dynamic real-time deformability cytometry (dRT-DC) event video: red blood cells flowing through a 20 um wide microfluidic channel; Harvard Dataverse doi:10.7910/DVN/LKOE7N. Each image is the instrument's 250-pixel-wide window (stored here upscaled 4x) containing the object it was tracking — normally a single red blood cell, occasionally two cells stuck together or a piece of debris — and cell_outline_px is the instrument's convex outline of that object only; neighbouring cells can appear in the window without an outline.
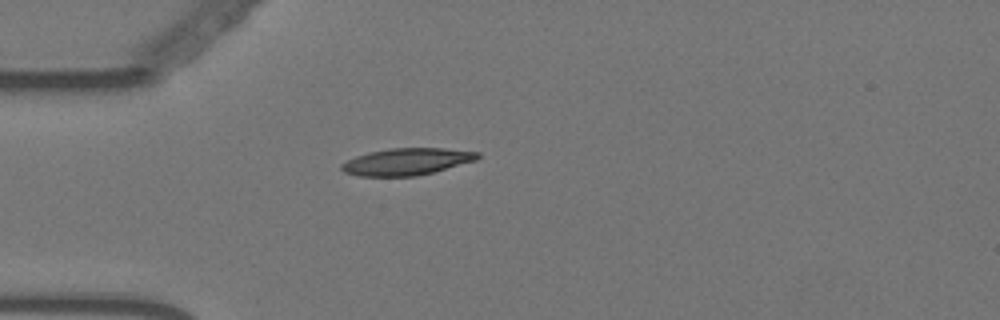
{"species": "Egyptian fruit bat (a non-hibernating species)", "species_latin": "Rousettus aegyptiacus", "temperature_condition": "warm", "stored_images_in_passage": 47, "camera_frame_rate_fps": 3000, "um_per_image_px": 0.085, "animal": {"sex": "female"}, "frame": {"image": 1, "passage_image": 6, "time_ms": 1.667, "image_size_px": [1000, 320], "cell_outline_px": [[480, 156], [476, 160], [432, 172], [416, 176], [360, 176], [344, 172], [340, 168], [340, 164], [356, 156], [368, 152], [388, 148], [444, 148], [480, 152]], "centroid_in_image_um": [34.55, 13.73], "position_along_channel_um": 50.4, "area_um2": 21.27}}
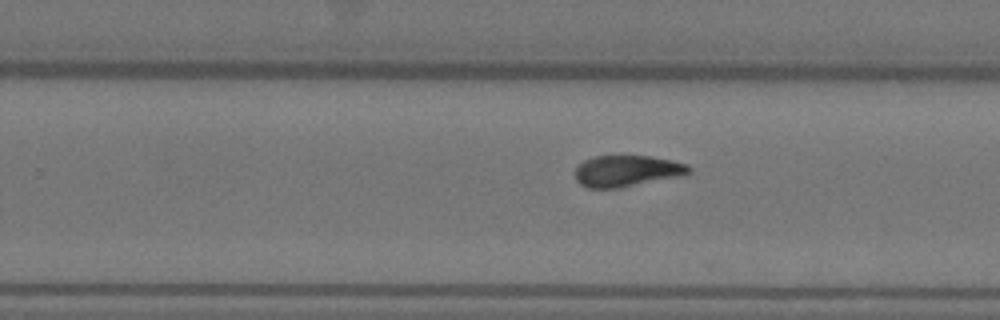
{"frame": {"image": 2, "passage_image": 26, "time_ms": 8.333, "image_size_px": [1000, 320], "cell_outline_px": [[692, 172], [684, 176], [620, 188], [588, 188], [580, 184], [576, 180], [576, 168], [584, 160], [596, 156], [652, 156], [672, 160], [688, 164], [692, 168]], "centroid_in_image_um": [53.36, 14.54], "position_along_channel_um": 276.4, "area_um2": 21.04}}
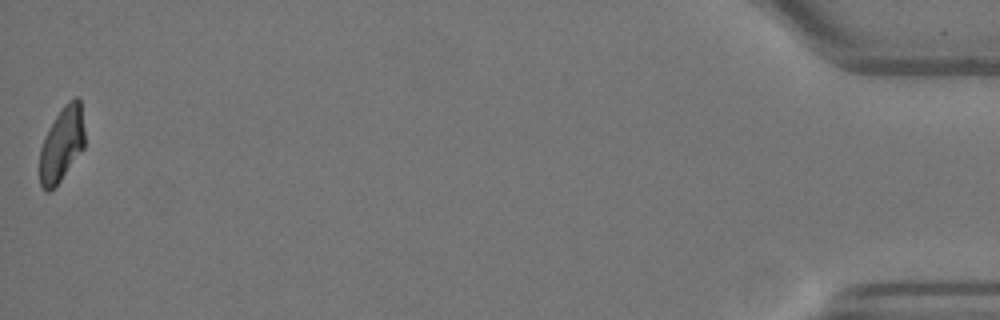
{"frame": {"image": 3, "passage_image": 47, "time_ms": 15.333, "image_size_px": [1000, 320], "cell_outline_px": [[84, 148], [60, 180], [48, 192], [40, 184], [40, 148], [44, 136], [56, 116], [64, 104], [68, 100], [76, 96], [80, 96], [84, 128]], "centroid_in_image_um": [5.26, 12.19], "position_along_channel_um": 429.9, "area_um2": 19.42}, "authors_computed_cell_mechanics": {"area_um2": 20.9814, "velocity_mm_per_s": 3.556, "shape_relaxation_time_tau1_ms": null, "shape_relaxation_time_tau2_ms": 3.6355, "deformation_change_tau1": null, "deformation_change_tau2": 0.0919}}